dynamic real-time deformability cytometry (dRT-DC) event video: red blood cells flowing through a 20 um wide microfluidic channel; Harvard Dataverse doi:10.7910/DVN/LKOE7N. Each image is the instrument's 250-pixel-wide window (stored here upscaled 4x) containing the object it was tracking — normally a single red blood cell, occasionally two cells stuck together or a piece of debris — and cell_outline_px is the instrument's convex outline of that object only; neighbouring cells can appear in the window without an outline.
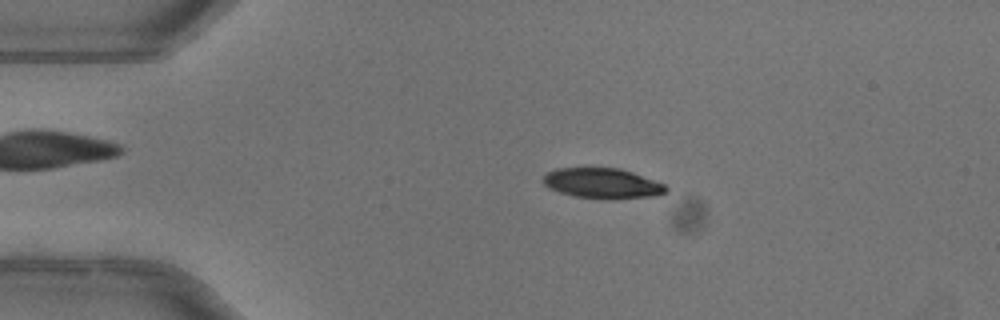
{"species": "common noctule bat (a hibernating species)", "species_latin": "Nyctalus noctula", "temperature_condition": "warm", "stored_images_in_passage": 51, "camera_frame_rate_fps": 3000, "um_per_image_px": 0.085, "animal": {"sex": "female"}, "frame": {"image": 1, "passage_image": 10, "time_ms": 3.0, "image_size_px": [1000, 320], "cell_outline_px": [[668, 192], [656, 196], [616, 200], [604, 200], [572, 196], [548, 188], [540, 180], [548, 172], [556, 168], [620, 168], [632, 172], [664, 184], [668, 188]], "centroid_in_image_um": [51.21, 15.61], "position_along_channel_um": 33.8, "area_um2": 22.14}}
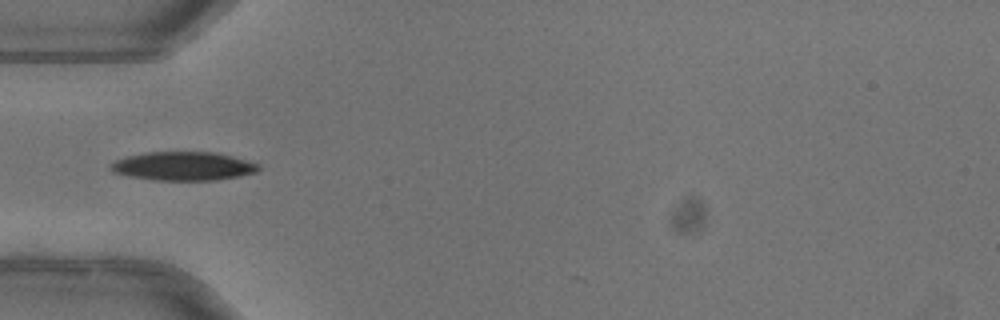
{"frame": {"image": 2, "passage_image": 16, "time_ms": 5.0, "image_size_px": [1000, 320], "cell_outline_px": [[260, 168], [256, 172], [240, 176], [216, 180], [152, 180], [128, 176], [112, 172], [108, 164], [124, 156], [148, 152], [212, 152], [232, 156], [248, 160], [260, 164]], "centroid_in_image_um": [15.55, 14.12], "position_along_channel_um": 69.4, "area_um2": 24.91}, "authors_computed_cell_mechanics": {"area_um2": 23.5824, "velocity_mm_per_s": 4.0175, "shape_relaxation_time_tau1_ms": 4.4119, "shape_relaxation_time_tau2_ms": null, "deformation_change_tau1": 0.1623, "deformation_change_tau2": null}}